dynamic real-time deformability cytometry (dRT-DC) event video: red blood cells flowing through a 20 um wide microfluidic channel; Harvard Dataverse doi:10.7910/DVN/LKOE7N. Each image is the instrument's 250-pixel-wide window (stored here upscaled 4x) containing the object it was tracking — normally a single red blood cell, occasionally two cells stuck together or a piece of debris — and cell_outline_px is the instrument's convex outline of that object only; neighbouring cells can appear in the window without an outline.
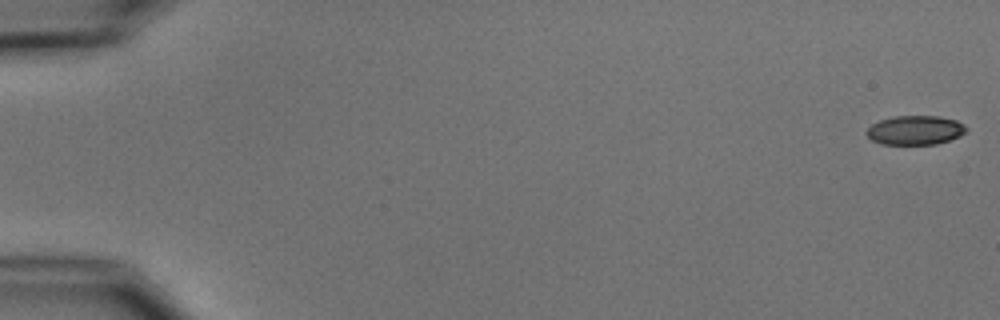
{"species": "common noctule bat (a hibernating species)", "species_latin": "Nyctalus noctula", "temperature_condition": "cold", "stored_images_in_passage": 6, "camera_frame_rate_fps": 3000, "um_per_image_px": 0.085, "animal": {"sex": "male", "body_mass_g": 15.6}, "frame": {"image": 1, "passage_image": 1, "time_ms": 0.0, "image_size_px": [1000, 320], "cell_outline_px": [[968, 128], [960, 136], [936, 144], [880, 144], [872, 140], [864, 132], [872, 124], [880, 120], [896, 116], [940, 116], [956, 120], [964, 124]], "centroid_in_image_um": [77.79, 11.06], "position_along_channel_um": 7.2, "area_um2": 16.94}}